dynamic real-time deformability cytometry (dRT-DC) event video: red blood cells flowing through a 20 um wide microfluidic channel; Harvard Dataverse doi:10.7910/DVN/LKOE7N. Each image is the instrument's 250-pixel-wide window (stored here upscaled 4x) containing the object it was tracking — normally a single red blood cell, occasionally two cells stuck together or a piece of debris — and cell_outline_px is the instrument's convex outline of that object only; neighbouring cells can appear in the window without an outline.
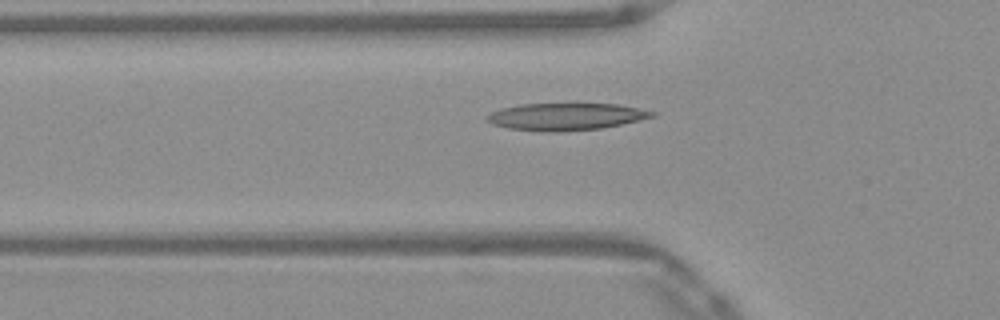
{"species": "Egyptian fruit bat (a non-hibernating species)", "species_latin": "Rousettus aegyptiacus", "temperature_condition": "warm", "stored_images_in_passage": 37, "camera_frame_rate_fps": 3000, "um_per_image_px": 0.085, "frame": {"image": 1, "passage_image": 3, "time_ms": 0.667, "image_size_px": [1000, 320], "cell_outline_px": [[656, 116], [640, 120], [600, 128], [556, 132], [540, 132], [508, 128], [492, 124], [484, 116], [500, 108], [520, 104], [616, 104], [640, 108], [656, 112]], "centroid_in_image_um": [48.08, 9.91], "position_along_channel_um": 77.7, "area_um2": 26.13}}
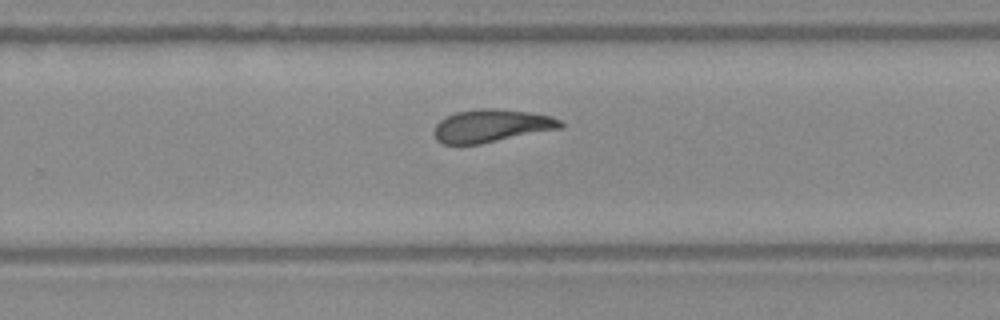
{"frame": {"image": 2, "passage_image": 19, "time_ms": 6.0, "image_size_px": [1000, 320], "cell_outline_px": [[564, 128], [480, 144], [444, 144], [436, 140], [432, 132], [436, 124], [440, 120], [456, 112], [476, 108], [496, 108], [528, 112], [552, 116], [560, 120], [564, 124]], "centroid_in_image_um": [41.78, 10.69], "position_along_channel_um": 288.0, "area_um2": 24.45}}
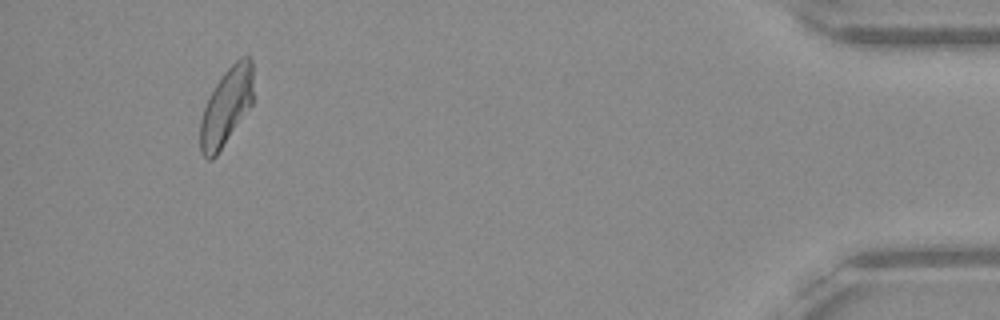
{"frame": {"image": 3, "passage_image": 34, "time_ms": 11.0, "image_size_px": [1000, 320], "cell_outline_px": [[252, 104], [216, 156], [212, 160], [208, 160], [200, 152], [200, 120], [204, 108], [216, 84], [224, 72], [240, 56], [248, 56], [252, 60]], "centroid_in_image_um": [19.23, 9.08], "position_along_channel_um": 416.0, "area_um2": 23.58}, "authors_computed_cell_mechanics": {"area_um2": 24.565, "velocity_mm_per_s": 3.9287, "shape_relaxation_time_tau1_ms": 8.0819, "shape_relaxation_time_tau2_ms": 3.1849, "deformation_change_tau1": 0.2217, "deformation_change_tau2": 0.0804}}